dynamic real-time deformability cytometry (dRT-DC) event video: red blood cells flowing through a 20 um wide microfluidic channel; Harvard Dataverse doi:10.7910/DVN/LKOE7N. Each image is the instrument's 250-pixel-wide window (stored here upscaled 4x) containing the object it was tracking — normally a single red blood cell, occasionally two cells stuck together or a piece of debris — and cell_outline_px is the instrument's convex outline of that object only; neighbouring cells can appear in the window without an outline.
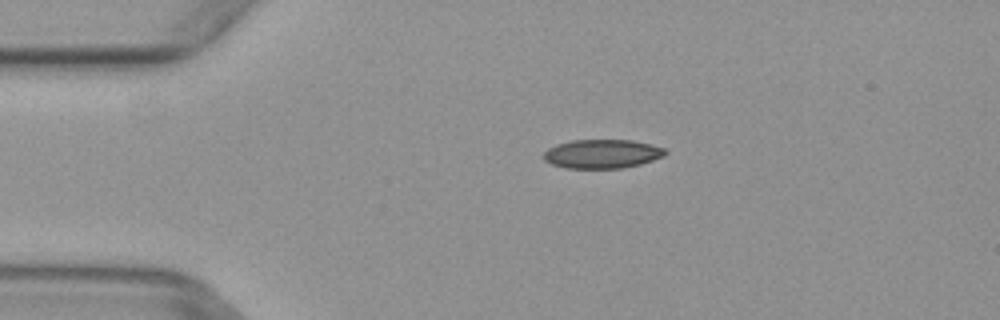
{"species": "common noctule bat (a hibernating species)", "species_latin": "Nyctalus noctula", "temperature_condition": "warm", "stored_images_in_passage": 3, "camera_frame_rate_fps": 3000, "um_per_image_px": 0.085, "animal": {"sex": "female", "body_mass_g": 29.2, "forearm_length_mm": 56.3}, "frame": {"image": 1, "passage_image": 2, "time_ms": 0.333, "image_size_px": [1000, 320], "cell_outline_px": [[668, 152], [664, 156], [640, 164], [624, 168], [564, 168], [552, 164], [544, 160], [544, 152], [548, 148], [556, 144], [572, 140], [632, 140], [652, 144], [664, 148]], "centroid_in_image_um": [51.19, 13.07], "position_along_channel_um": 33.8, "area_um2": 20.58}}